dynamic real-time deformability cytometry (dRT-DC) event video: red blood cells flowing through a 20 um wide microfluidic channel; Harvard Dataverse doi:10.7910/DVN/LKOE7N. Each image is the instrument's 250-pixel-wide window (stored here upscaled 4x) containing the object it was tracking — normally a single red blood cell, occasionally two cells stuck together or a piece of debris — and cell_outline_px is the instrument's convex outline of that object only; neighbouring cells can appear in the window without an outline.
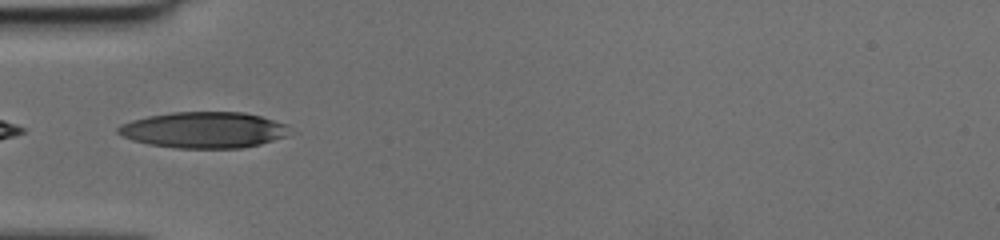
{"species": "human", "species_latin": "Homo sapiens", "temperature_condition": "cold", "stored_images_in_passage": 34, "camera_frame_rate_fps": 3000, "um_per_image_px": 0.085, "donor": {"sex": "female"}, "frame": {"image": 1, "passage_image": 1, "time_ms": 0.0, "image_size_px": [1000, 240], "cell_outline_px": [[284, 136], [260, 144], [244, 148], [176, 148], [148, 144], [132, 140], [116, 132], [116, 128], [120, 124], [132, 120], [148, 116], [172, 112], [244, 112], [260, 116], [284, 124]], "centroid_in_image_um": [17.22, 11.05], "position_along_channel_um": 67.8, "area_um2": 35.66}}
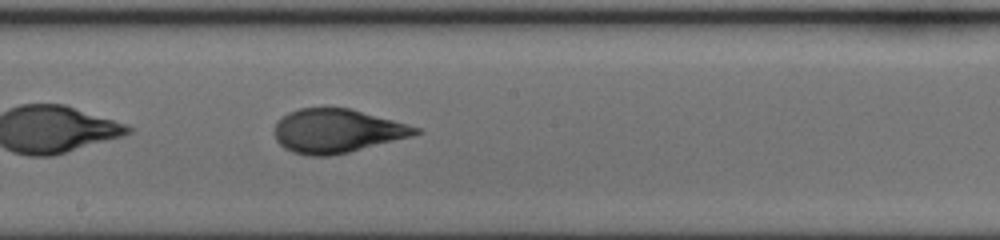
{"frame": {"image": 2, "passage_image": 12, "time_ms": 3.667, "image_size_px": [1000, 240], "cell_outline_px": [[424, 132], [412, 136], [348, 152], [328, 156], [308, 156], [292, 152], [284, 148], [276, 140], [276, 124], [288, 112], [300, 108], [324, 104], [352, 108], [420, 128]], "centroid_in_image_um": [28.64, 11.09], "position_along_channel_um": 219.6, "area_um2": 36.47}}
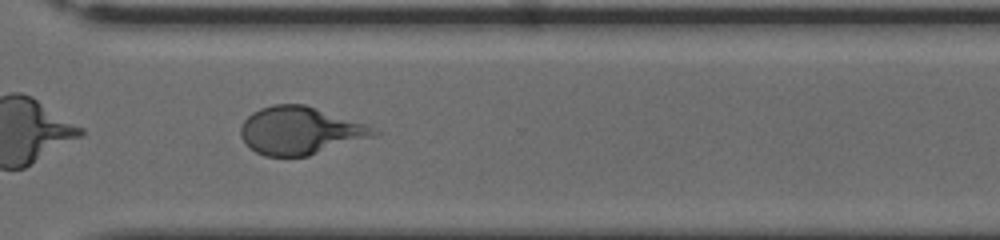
{"frame": {"image": 3, "passage_image": 21, "time_ms": 6.667, "image_size_px": [1000, 240], "cell_outline_px": [[380, 132], [372, 136], [308, 156], [264, 156], [248, 148], [240, 136], [240, 128], [244, 120], [252, 112], [260, 108], [272, 104], [304, 104], [368, 124]], "centroid_in_image_um": [25.46, 11.09], "position_along_channel_um": 345.1, "area_um2": 36.93}}